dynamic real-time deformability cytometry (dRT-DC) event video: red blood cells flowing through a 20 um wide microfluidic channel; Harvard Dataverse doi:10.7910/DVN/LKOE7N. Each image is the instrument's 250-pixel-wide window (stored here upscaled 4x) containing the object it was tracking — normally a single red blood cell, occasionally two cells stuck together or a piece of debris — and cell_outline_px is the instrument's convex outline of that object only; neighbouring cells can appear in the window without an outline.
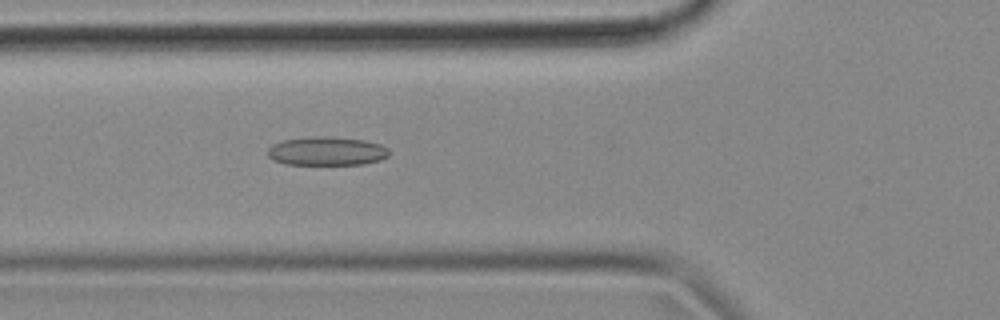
{"species": "common noctule bat (a hibernating species)", "species_latin": "Nyctalus noctula", "temperature_condition": "cold", "stored_images_in_passage": 41, "camera_frame_rate_fps": 3000, "um_per_image_px": 0.085, "animal": {"sex": "female", "body_mass_g": 18.4}, "frame": {"image": 1, "passage_image": 6, "time_ms": 1.667, "image_size_px": [1000, 320], "cell_outline_px": [[388, 156], [380, 160], [364, 164], [284, 164], [272, 160], [268, 156], [268, 148], [272, 144], [280, 140], [312, 136], [332, 136], [364, 140], [380, 144], [388, 148]], "centroid_in_image_um": [27.74, 12.83], "position_along_channel_um": 98.1, "area_um2": 20.52}}
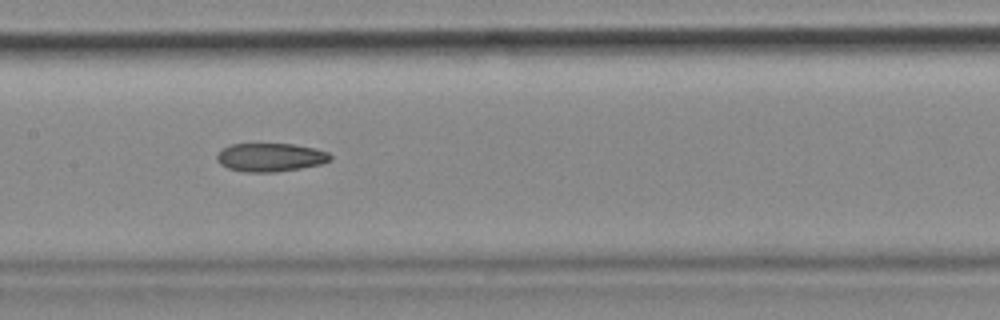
{"frame": {"image": 2, "passage_image": 13, "time_ms": 4.0, "image_size_px": [1000, 320], "cell_outline_px": [[332, 160], [320, 164], [300, 168], [276, 172], [244, 172], [228, 168], [220, 164], [216, 160], [216, 156], [224, 148], [232, 144], [292, 144], [316, 148], [328, 152], [332, 156]], "centroid_in_image_um": [23.0, 13.37], "position_along_channel_um": 184.4, "area_um2": 18.79}}
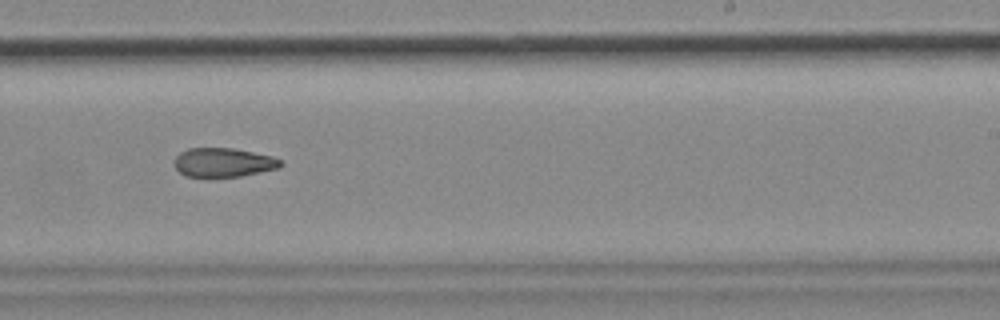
{"frame": {"image": 3, "passage_image": 20, "time_ms": 6.333, "image_size_px": [1000, 320], "cell_outline_px": [[284, 164], [280, 168], [240, 176], [184, 176], [172, 164], [176, 156], [180, 152], [188, 148], [232, 148], [272, 156], [280, 160]], "centroid_in_image_um": [18.97, 13.8], "position_along_channel_um": 270.0, "area_um2": 17.92}}